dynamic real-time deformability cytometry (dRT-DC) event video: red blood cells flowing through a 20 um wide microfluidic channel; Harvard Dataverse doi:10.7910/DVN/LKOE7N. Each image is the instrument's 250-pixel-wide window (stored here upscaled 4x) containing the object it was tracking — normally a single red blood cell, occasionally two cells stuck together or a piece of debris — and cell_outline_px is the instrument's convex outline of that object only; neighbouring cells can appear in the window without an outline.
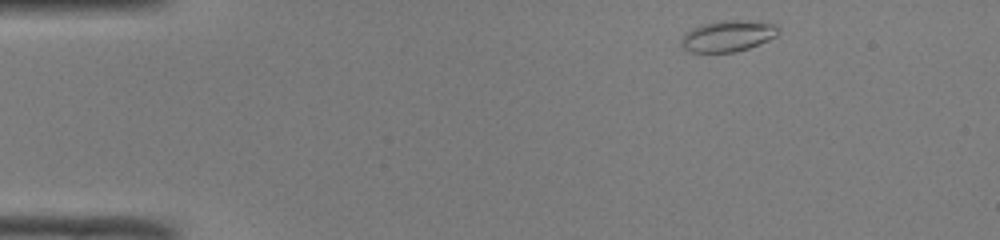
{"species": "common noctule bat (a hibernating species)", "species_latin": "Nyctalus noctula", "temperature_condition": "room temperature", "stored_images_in_passage": 44, "camera_frame_rate_fps": 3000, "um_per_image_px": 0.085, "animal": {"sex": "male", "body_mass_g": 19.0, "forearm_length_mm": 50.8}, "frame": {"image": 1, "passage_image": 1, "time_ms": 0.0, "image_size_px": [1000, 240], "cell_outline_px": [[780, 32], [776, 36], [760, 44], [736, 52], [692, 52], [684, 48], [680, 44], [680, 40], [684, 32], [692, 28], [704, 24], [720, 20], [748, 20], [776, 24], [780, 28]], "centroid_in_image_um": [61.88, 3.05], "position_along_channel_um": 23.1, "area_um2": 17.86}}
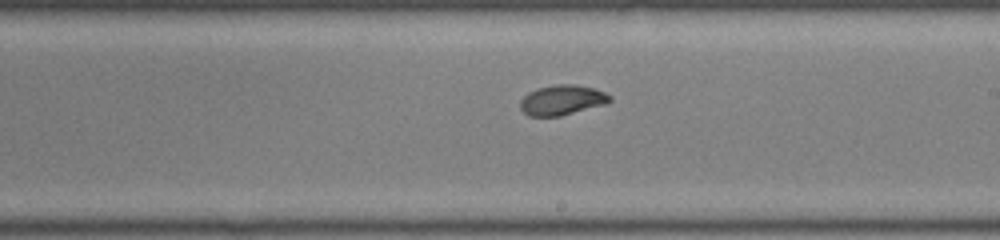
{"frame": {"image": 2, "passage_image": 23, "time_ms": 7.333, "image_size_px": [1000, 240], "cell_outline_px": [[612, 100], [604, 104], [560, 116], [528, 116], [520, 108], [520, 100], [528, 92], [536, 88], [556, 84], [576, 84], [592, 88], [604, 92], [612, 96]], "centroid_in_image_um": [47.75, 8.49], "position_along_channel_um": 241.3, "area_um2": 15.66}}
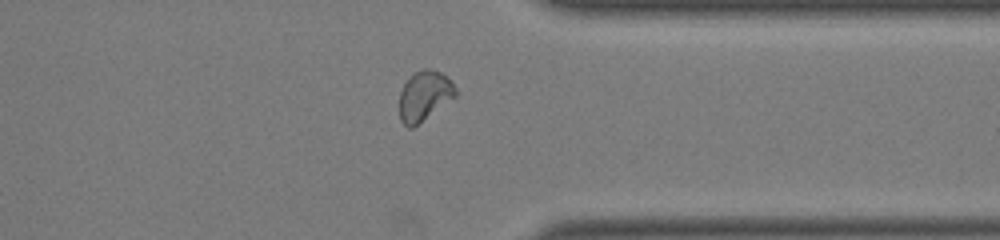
{"frame": {"image": 3, "passage_image": 33, "time_ms": 10.667, "image_size_px": [1000, 240], "cell_outline_px": [[456, 96], [412, 128], [408, 128], [400, 120], [400, 92], [408, 76], [424, 68], [428, 68], [440, 72], [456, 88]], "centroid_in_image_um": [36.04, 8.14], "position_along_channel_um": 375.4, "area_um2": 16.01}, "authors_computed_cell_mechanics": {"area_um2": 16.2996, "velocity_mm_per_s": 4.0925, "shape_relaxation_time_tau1_ms": 2.8086, "shape_relaxation_time_tau2_ms": 2.1161, "deformation_change_tau1": 0.1416, "deformation_change_tau2": 0.0311}}